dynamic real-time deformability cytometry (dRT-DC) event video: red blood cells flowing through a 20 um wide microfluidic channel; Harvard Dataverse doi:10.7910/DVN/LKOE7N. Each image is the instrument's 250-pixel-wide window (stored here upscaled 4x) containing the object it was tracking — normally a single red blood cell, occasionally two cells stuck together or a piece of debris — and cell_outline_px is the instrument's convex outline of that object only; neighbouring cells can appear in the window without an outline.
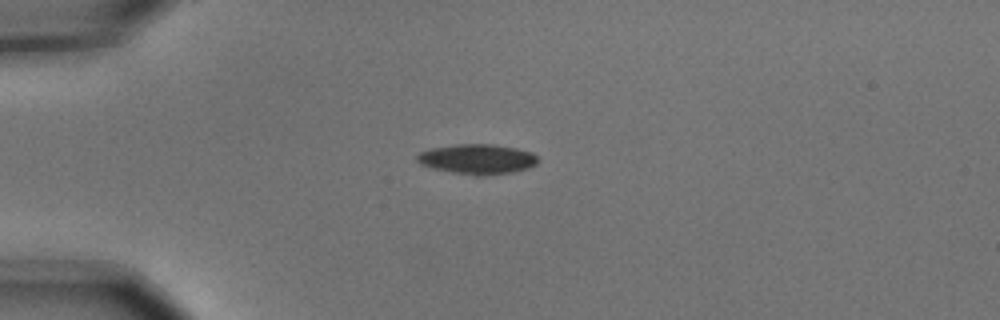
{"species": "common noctule bat (a hibernating species)", "species_latin": "Nyctalus noctula", "temperature_condition": "cold", "stored_images_in_passage": 2, "camera_frame_rate_fps": 3000, "um_per_image_px": 0.085, "animal": {"sex": "male", "body_mass_g": 15.6}, "frame": {"image": 1, "passage_image": 1, "time_ms": 0.0, "image_size_px": [1000, 320], "cell_outline_px": [[540, 160], [536, 164], [528, 168], [512, 172], [480, 176], [476, 176], [452, 172], [432, 168], [420, 164], [416, 160], [416, 156], [420, 152], [432, 148], [456, 144], [492, 144], [516, 148], [532, 152]], "centroid_in_image_um": [40.58, 13.52], "position_along_channel_um": 44.4, "area_um2": 21.15}}